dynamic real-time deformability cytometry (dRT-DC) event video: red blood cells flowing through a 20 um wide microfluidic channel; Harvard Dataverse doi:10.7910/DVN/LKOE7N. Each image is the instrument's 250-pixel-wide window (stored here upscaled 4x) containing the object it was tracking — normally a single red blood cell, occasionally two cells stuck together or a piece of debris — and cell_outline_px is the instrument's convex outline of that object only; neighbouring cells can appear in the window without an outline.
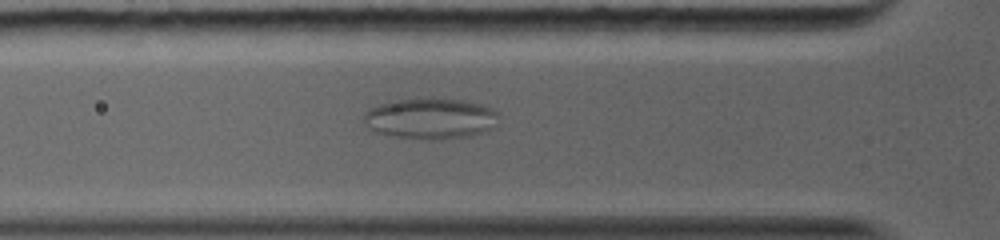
{"species": "common noctule bat (a hibernating species)", "species_latin": "Nyctalus noctula", "temperature_condition": "warm", "stored_images_in_passage": 18, "camera_frame_rate_fps": 5000, "um_per_image_px": 0.085, "animal": {"sex": "female", "body_mass_g": 19.0, "forearm_length_mm": 56.7}, "frame": {"image": 1, "passage_image": 8, "time_ms": 2.8, "image_size_px": [1000, 240], "cell_outline_px": [[500, 116], [488, 128], [480, 132], [468, 136], [432, 140], [396, 136], [376, 132], [364, 124], [364, 112], [380, 104], [400, 100], [468, 100], [492, 108], [500, 112]], "centroid_in_image_um": [36.59, 10.09], "position_along_channel_um": 89.2, "area_um2": 31.21}}
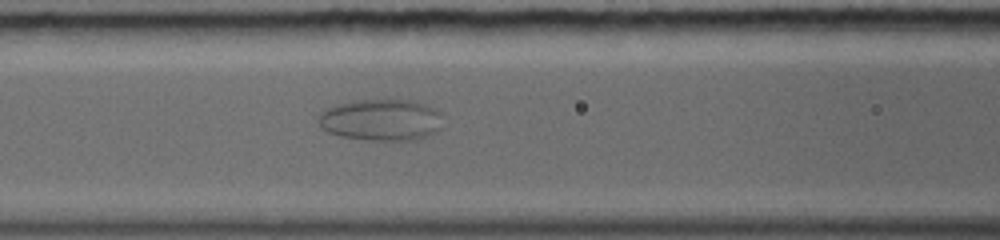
{"frame": {"image": 2, "passage_image": 11, "time_ms": 4.0, "image_size_px": [1000, 240], "cell_outline_px": [[440, 128], [436, 132], [416, 140], [368, 140], [340, 136], [328, 132], [320, 128], [320, 112], [328, 108], [340, 104], [364, 100], [412, 100], [424, 104], [440, 112]], "centroid_in_image_um": [32.4, 10.21], "position_along_channel_um": 134.2, "area_um2": 29.77}}
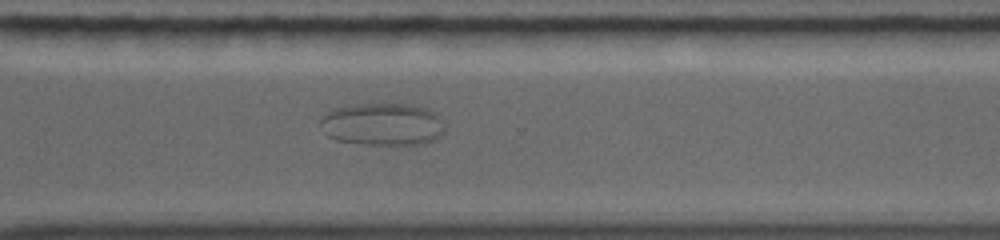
{"frame": {"image": 3, "passage_image": 18, "time_ms": 9.4, "image_size_px": [1000, 240], "cell_outline_px": [[444, 132], [440, 136], [424, 144], [360, 144], [336, 140], [328, 136], [320, 124], [320, 120], [332, 108], [348, 104], [408, 104], [424, 108], [432, 112], [436, 116], [444, 128]], "centroid_in_image_um": [32.46, 10.56], "position_along_channel_um": 338.1, "area_um2": 30.58}}